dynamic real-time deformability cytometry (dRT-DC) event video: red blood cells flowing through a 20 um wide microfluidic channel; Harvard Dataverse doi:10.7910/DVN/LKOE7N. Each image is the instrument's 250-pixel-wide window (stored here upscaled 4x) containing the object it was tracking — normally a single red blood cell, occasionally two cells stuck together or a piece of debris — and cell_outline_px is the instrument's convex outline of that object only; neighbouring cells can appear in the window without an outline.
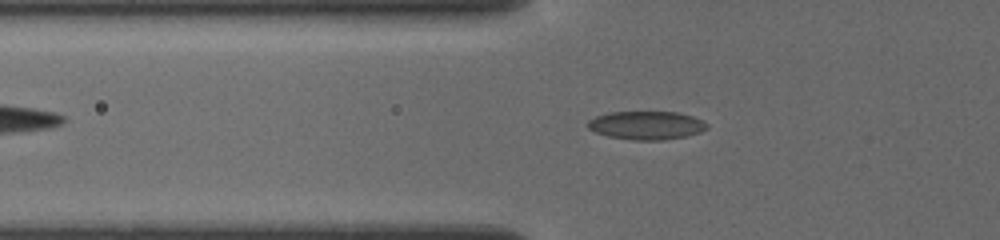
{"species": "common noctule bat (a hibernating species)", "species_latin": "Nyctalus noctula", "temperature_condition": "cold", "stored_images_in_passage": 44, "camera_frame_rate_fps": 3000, "um_per_image_px": 0.085, "animal": {"sex": "female", "body_mass_g": 19.5, "forearm_length_mm": 54.1}, "frame": {"image": 1, "passage_image": 13, "time_ms": 5.0, "image_size_px": [1000, 240], "cell_outline_px": [[708, 128], [700, 132], [684, 136], [664, 140], [636, 140], [608, 136], [596, 132], [588, 128], [588, 120], [596, 116], [612, 112], [676, 112], [692, 116], [708, 124]], "centroid_in_image_um": [54.95, 10.65], "position_along_channel_um": 70.9, "area_um2": 19.48}}
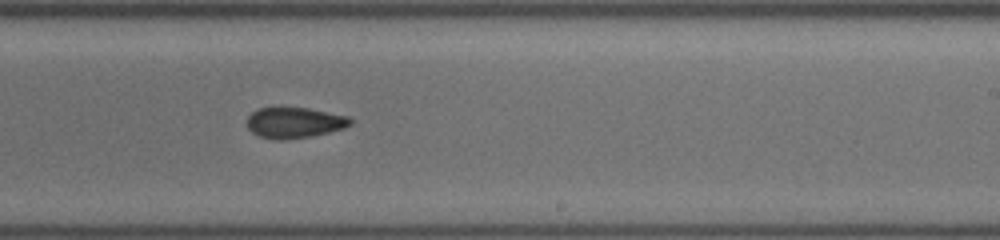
{"frame": {"image": 2, "passage_image": 27, "time_ms": 10.0, "image_size_px": [1000, 240], "cell_outline_px": [[352, 124], [344, 128], [312, 136], [288, 140], [276, 140], [260, 136], [252, 132], [248, 128], [248, 116], [252, 112], [260, 108], [308, 108], [348, 116], [352, 120]], "centroid_in_image_um": [25.04, 10.44], "position_along_channel_um": 264.0, "area_um2": 18.44}}
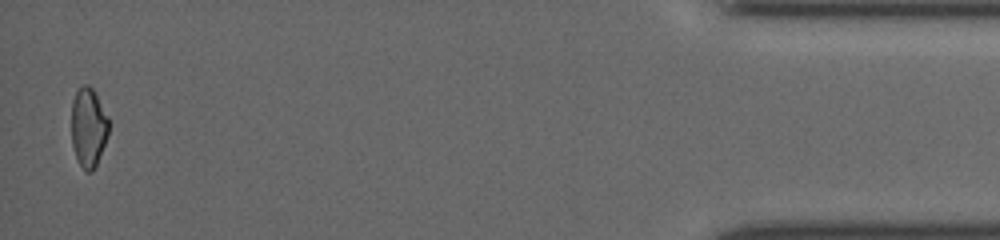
{"frame": {"image": 3, "passage_image": 44, "time_ms": 16.0, "image_size_px": [1000, 240], "cell_outline_px": [[108, 136], [96, 164], [92, 172], [84, 172], [76, 156], [72, 144], [72, 100], [76, 92], [84, 84], [88, 84], [92, 88], [108, 116]], "centroid_in_image_um": [7.51, 10.83], "position_along_channel_um": 427.7, "area_um2": 17.05}}